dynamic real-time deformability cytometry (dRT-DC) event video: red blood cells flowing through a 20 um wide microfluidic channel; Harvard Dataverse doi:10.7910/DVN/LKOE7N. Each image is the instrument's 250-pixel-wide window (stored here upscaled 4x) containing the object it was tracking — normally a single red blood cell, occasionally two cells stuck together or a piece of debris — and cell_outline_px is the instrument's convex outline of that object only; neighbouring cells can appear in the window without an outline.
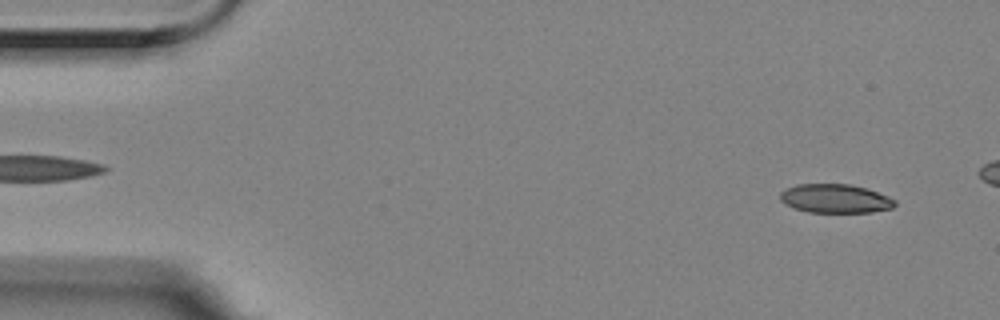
{"species": "Egyptian fruit bat (a non-hibernating species)", "species_latin": "Rousettus aegyptiacus", "temperature_condition": "room temperature", "stored_images_in_passage": 3, "segment_of_instrument_passage": [2, 2], "camera_frame_rate_fps": 3000, "um_per_image_px": 0.085, "animal": {"sex": "female"}, "frame": {"image": 1, "passage_image": 3, "time_ms": 0.667, "image_size_px": [1000, 320], "cell_outline_px": [[896, 204], [892, 208], [872, 212], [808, 212], [792, 208], [784, 204], [780, 200], [780, 192], [784, 188], [796, 184], [852, 184], [888, 196], [896, 200]], "centroid_in_image_um": [70.95, 16.88], "position_along_channel_um": 14.1, "area_um2": 19.42}}